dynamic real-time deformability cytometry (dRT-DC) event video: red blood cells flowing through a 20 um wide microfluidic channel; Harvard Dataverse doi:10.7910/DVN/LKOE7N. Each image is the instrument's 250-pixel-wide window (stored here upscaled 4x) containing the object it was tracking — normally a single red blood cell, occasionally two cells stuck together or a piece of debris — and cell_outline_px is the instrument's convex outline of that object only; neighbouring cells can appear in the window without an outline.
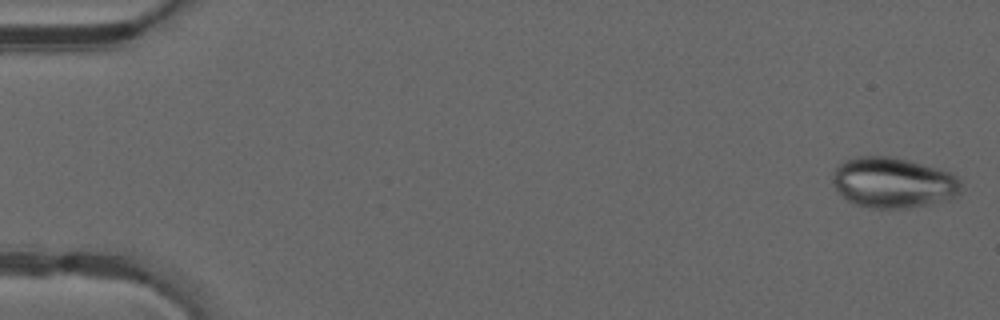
{"species": "common noctule bat (a hibernating species)", "species_latin": "Nyctalus noctula", "temperature_condition": "warm", "stored_images_in_passage": 49, "camera_frame_rate_fps": 3000, "um_per_image_px": 0.085, "animal": {"sex": "male", "forearm_length_mm": 52.5}, "frame": {"image": 1, "passage_image": 1, "time_ms": 0.0, "image_size_px": [1000, 320], "cell_outline_px": [[964, 188], [956, 196], [948, 200], [908, 208], [868, 208], [856, 204], [848, 200], [836, 188], [832, 180], [832, 176], [836, 168], [844, 160], [856, 156], [892, 156], [908, 160], [936, 168], [948, 172], [956, 176], [960, 180]], "centroid_in_image_um": [75.94, 15.52], "position_along_channel_um": 9.1, "area_um2": 37.86}}
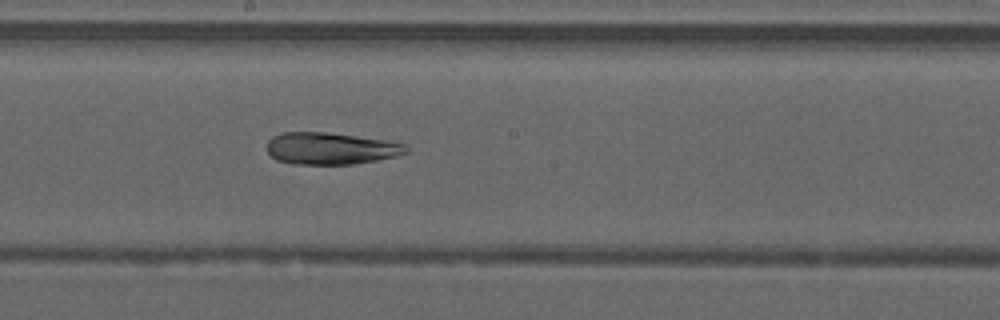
{"frame": {"image": 2, "passage_image": 27, "time_ms": 8.667, "image_size_px": [1000, 320], "cell_outline_px": [[408, 152], [396, 156], [376, 160], [352, 164], [292, 164], [276, 160], [268, 152], [268, 140], [272, 136], [280, 132], [324, 132], [356, 136], [384, 140], [404, 144], [408, 148]], "centroid_in_image_um": [28.07, 12.62], "position_along_channel_um": 220.1, "area_um2": 25.78}}
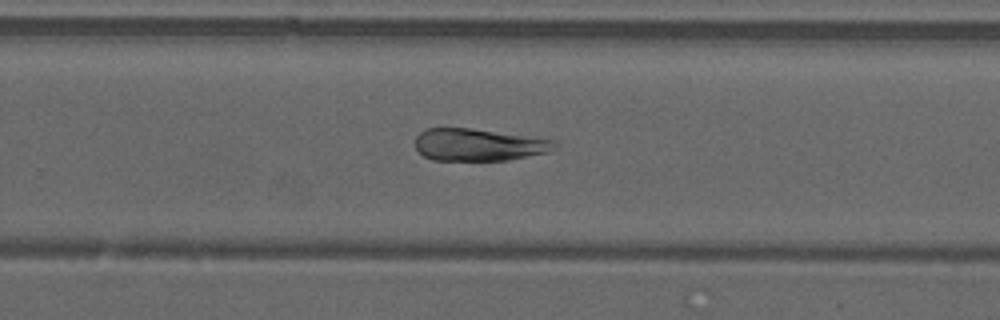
{"frame": {"image": 3, "passage_image": 32, "time_ms": 10.333, "image_size_px": [1000, 320], "cell_outline_px": [[556, 148], [548, 152], [508, 160], [432, 160], [424, 156], [416, 148], [416, 136], [420, 132], [428, 128], [468, 128], [552, 140], [556, 144]], "centroid_in_image_um": [40.64, 12.31], "position_along_channel_um": 289.2, "area_um2": 25.72}}